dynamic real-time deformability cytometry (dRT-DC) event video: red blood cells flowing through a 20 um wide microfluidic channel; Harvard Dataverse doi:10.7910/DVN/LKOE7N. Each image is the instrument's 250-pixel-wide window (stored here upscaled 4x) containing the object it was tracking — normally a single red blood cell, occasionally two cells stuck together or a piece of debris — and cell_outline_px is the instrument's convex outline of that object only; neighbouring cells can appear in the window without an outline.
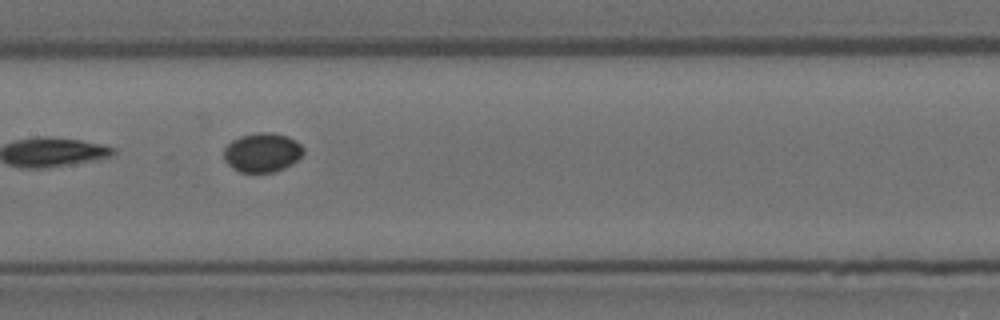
{"species": "Egyptian fruit bat (a non-hibernating species)", "species_latin": "Rousettus aegyptiacus", "temperature_condition": "room temperature", "stored_images_in_passage": 10, "camera_frame_rate_fps": 3000, "um_per_image_px": 0.085, "animal": {"sex": "female"}, "frame": {"image": 1, "passage_image": 9, "time_ms": 2.667, "image_size_px": [1000, 320], "cell_outline_px": [[304, 152], [292, 164], [284, 168], [272, 172], [240, 172], [232, 168], [224, 160], [224, 148], [232, 140], [240, 136], [256, 132], [272, 132], [288, 136], [296, 140], [304, 148]], "centroid_in_image_um": [22.29, 12.95], "position_along_channel_um": 185.1, "area_um2": 18.26}}